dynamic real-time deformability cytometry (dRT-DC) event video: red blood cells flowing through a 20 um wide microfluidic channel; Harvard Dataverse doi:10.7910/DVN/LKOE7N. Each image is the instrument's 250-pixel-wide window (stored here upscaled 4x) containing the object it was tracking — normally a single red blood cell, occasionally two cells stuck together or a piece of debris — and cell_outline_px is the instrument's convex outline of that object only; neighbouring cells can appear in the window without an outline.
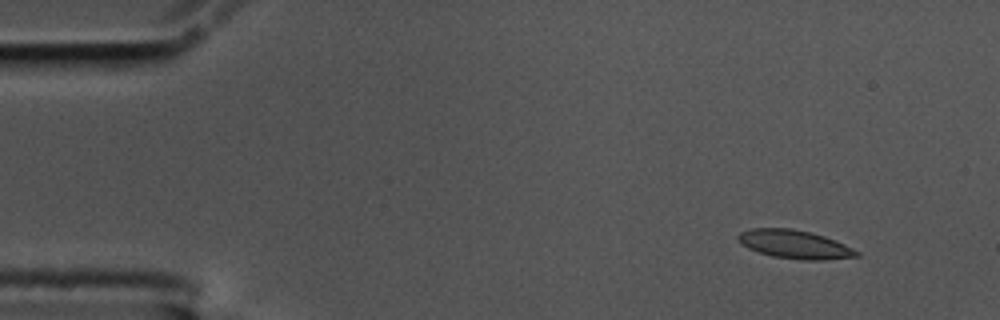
{"species": "common noctule bat (a hibernating species)", "species_latin": "Nyctalus noctula", "temperature_condition": "cold", "stored_images_in_passage": 54, "camera_frame_rate_fps": 3000, "um_per_image_px": 0.085, "animal": {"sex": "male", "body_mass_g": 17.5, "forearm_length_mm": 52.3}, "frame": {"image": 1, "passage_image": 1, "time_ms": 0.0, "image_size_px": [1000, 320], "cell_outline_px": [[860, 256], [824, 260], [804, 260], [772, 256], [748, 248], [736, 236], [740, 232], [752, 228], [792, 228], [824, 236], [836, 240], [860, 252]], "centroid_in_image_um": [67.58, 20.77], "position_along_channel_um": 17.4, "area_um2": 19.48}}
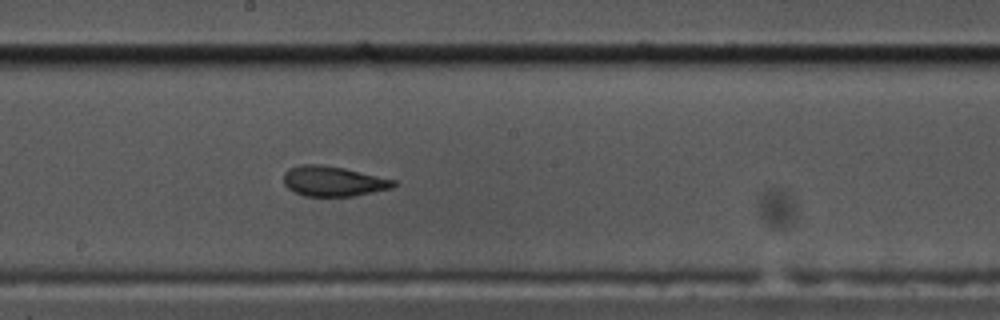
{"frame": {"image": 2, "passage_image": 27, "time_ms": 8.667, "image_size_px": [1000, 320], "cell_outline_px": [[396, 184], [392, 188], [352, 196], [304, 196], [288, 188], [284, 184], [284, 172], [288, 168], [300, 164], [320, 164], [344, 168], [396, 180]], "centroid_in_image_um": [28.3, 15.39], "position_along_channel_um": 219.9, "area_um2": 19.25}}
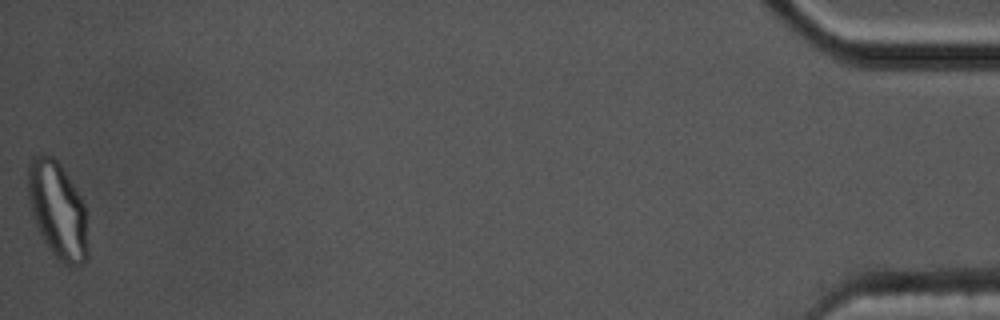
{"frame": {"image": 3, "passage_image": 54, "time_ms": 17.667, "image_size_px": [1000, 320], "cell_outline_px": [[88, 260], [84, 264], [76, 268], [60, 260], [52, 252], [44, 240], [36, 224], [28, 200], [28, 164], [32, 156], [52, 156], [60, 164], [80, 196], [84, 204], [88, 252]], "centroid_in_image_um": [4.91, 17.89], "position_along_channel_um": 430.3, "area_um2": 33.35}, "authors_computed_cell_mechanics": {"area_um2": 20.2011, "velocity_mm_per_s": 3.4189, "shape_relaxation_time_tau1_ms": null, "shape_relaxation_time_tau2_ms": 1.6181, "deformation_change_tau1": null, "deformation_change_tau2": 0.0834}}